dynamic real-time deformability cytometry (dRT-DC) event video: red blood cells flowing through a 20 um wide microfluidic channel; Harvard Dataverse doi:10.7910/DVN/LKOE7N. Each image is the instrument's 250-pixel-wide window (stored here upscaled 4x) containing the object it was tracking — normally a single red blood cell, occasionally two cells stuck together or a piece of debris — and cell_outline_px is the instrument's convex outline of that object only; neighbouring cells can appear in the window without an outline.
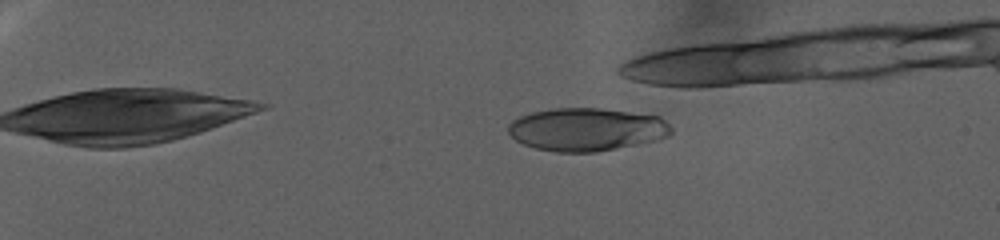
{"species": "human", "species_latin": "Homo sapiens", "temperature_condition": "warm", "stored_images_in_passage": 101, "camera_frame_rate_fps": 3000, "um_per_image_px": 0.085, "donor": {"sex": "female"}, "frame": {"image": 1, "passage_image": 10, "time_ms": 3.0, "image_size_px": [1000, 240], "cell_outline_px": [[672, 132], [668, 136], [636, 144], [596, 152], [556, 152], [536, 148], [524, 144], [516, 140], [508, 132], [508, 124], [512, 120], [520, 116], [532, 112], [552, 108], [600, 108], [660, 116], [672, 128]], "centroid_in_image_um": [49.83, 10.99], "position_along_channel_um": 35.2, "area_um2": 40.63}}
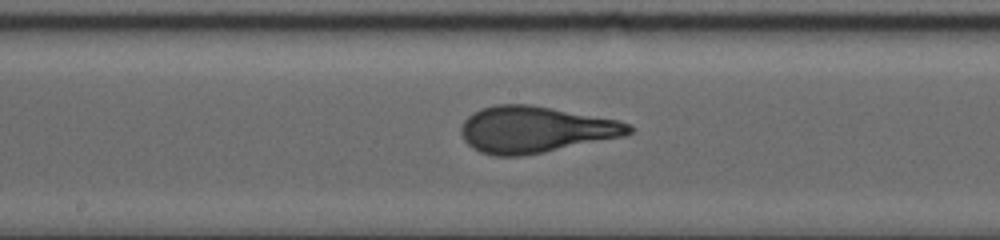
{"frame": {"image": 2, "passage_image": 60, "time_ms": 19.667, "image_size_px": [1000, 240], "cell_outline_px": [[636, 128], [632, 132], [624, 136], [544, 152], [520, 156], [492, 156], [480, 152], [472, 148], [464, 140], [460, 132], [460, 128], [464, 120], [472, 112], [480, 108], [496, 104], [528, 104], [552, 108], [620, 120], [632, 124]], "centroid_in_image_um": [45.5, 11.01], "position_along_channel_um": 202.7, "area_um2": 45.72}}
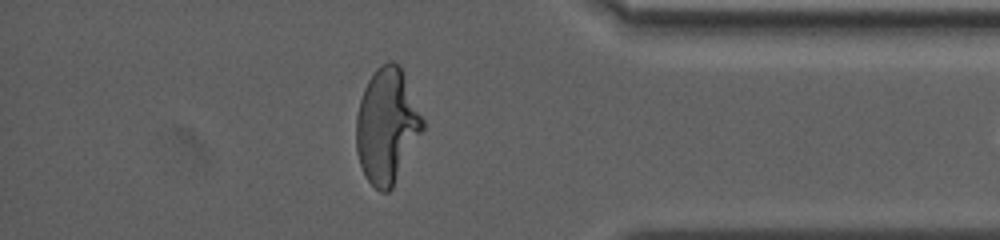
{"frame": {"image": 3, "passage_image": 98, "time_ms": 32.333, "image_size_px": [1000, 240], "cell_outline_px": [[424, 128], [392, 188], [388, 192], [380, 192], [364, 176], [356, 152], [356, 116], [360, 100], [364, 88], [368, 80], [376, 68], [380, 64], [388, 60], [392, 60], [400, 64], [424, 120]], "centroid_in_image_um": [32.87, 10.67], "position_along_channel_um": 402.3, "area_um2": 44.56}}